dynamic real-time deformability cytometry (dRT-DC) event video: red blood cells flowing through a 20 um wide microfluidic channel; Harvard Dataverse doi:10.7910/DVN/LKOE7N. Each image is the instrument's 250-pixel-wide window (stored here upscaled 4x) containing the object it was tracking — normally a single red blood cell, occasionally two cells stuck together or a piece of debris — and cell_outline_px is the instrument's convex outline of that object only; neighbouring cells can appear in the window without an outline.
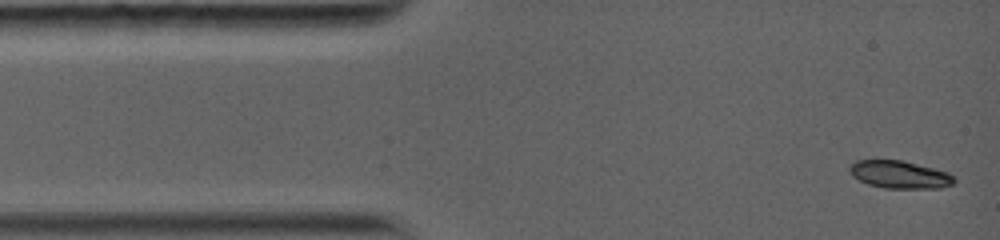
{"species": "common noctule bat (a hibernating species)", "species_latin": "Nyctalus noctula", "temperature_condition": "warm", "stored_images_in_passage": 33, "camera_frame_rate_fps": 5000, "um_per_image_px": 0.085, "animal": {"sex": "female", "body_mass_g": 19.0, "forearm_length_mm": 56.7}, "frame": {"image": 1, "passage_image": 1, "time_ms": 0.0, "image_size_px": [1000, 240], "cell_outline_px": [[956, 180], [952, 184], [940, 188], [884, 188], [868, 184], [852, 176], [848, 168], [856, 160], [904, 160], [948, 172]], "centroid_in_image_um": [76.46, 14.83], "position_along_channel_um": 8.5, "area_um2": 16.82}}
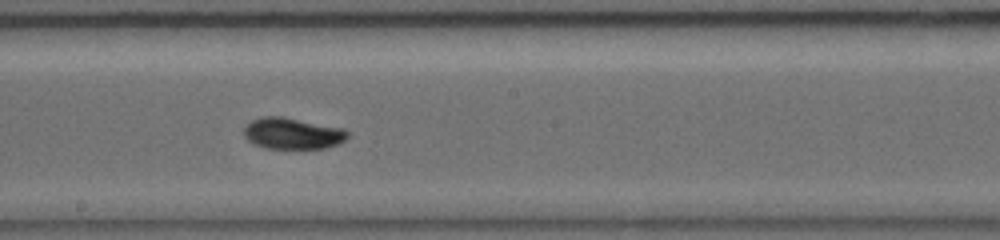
{"frame": {"image": 2, "passage_image": 19, "time_ms": 7.0, "image_size_px": [1000, 240], "cell_outline_px": [[348, 136], [344, 140], [336, 144], [324, 148], [268, 148], [256, 144], [248, 140], [244, 136], [244, 128], [252, 120], [260, 116], [284, 116], [344, 128], [348, 132]], "centroid_in_image_um": [24.86, 11.32], "position_along_channel_um": 223.3, "area_um2": 18.84}}
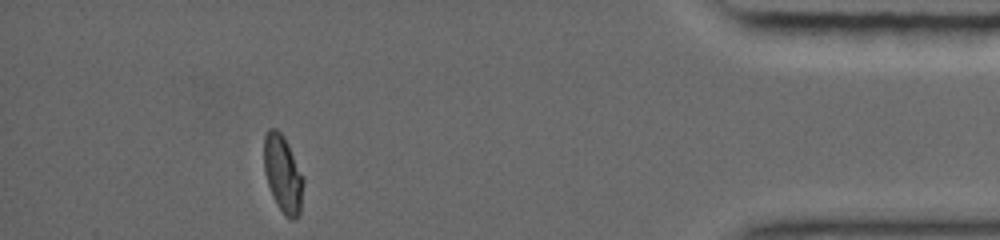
{"frame": {"image": 3, "passage_image": 33, "time_ms": 13.0, "image_size_px": [1000, 240], "cell_outline_px": [[304, 180], [300, 212], [296, 220], [292, 220], [284, 216], [276, 204], [268, 184], [264, 172], [264, 136], [268, 128], [276, 128], [284, 136], [288, 144]], "centroid_in_image_um": [24.03, 14.8], "position_along_channel_um": 411.2, "area_um2": 17.74}, "authors_computed_cell_mechanics": {"area_um2": 18.4382, "velocity_mm_per_s": 4.0676, "shape_relaxation_time_tau1_ms": 4.4285, "shape_relaxation_time_tau2_ms": null, "deformation_change_tau1": 0.1549, "deformation_change_tau2": null}}